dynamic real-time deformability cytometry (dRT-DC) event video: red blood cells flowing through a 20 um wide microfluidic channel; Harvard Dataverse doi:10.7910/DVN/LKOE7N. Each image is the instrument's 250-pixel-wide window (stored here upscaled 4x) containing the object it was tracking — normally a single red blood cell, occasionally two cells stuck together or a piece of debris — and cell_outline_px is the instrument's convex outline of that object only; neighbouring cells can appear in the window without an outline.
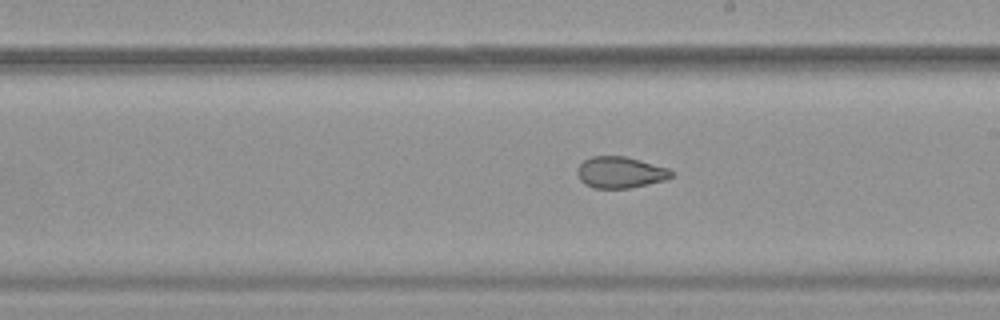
{"species": "common noctule bat (a hibernating species)", "species_latin": "Nyctalus noctula", "temperature_condition": "warm", "stored_images_in_passage": 39, "segment_of_instrument_passage": [1, 2], "camera_frame_rate_fps": 3000, "um_per_image_px": 0.085, "animal": {"sex": "female", "body_mass_g": 19.9}, "frame": {"image": 1, "passage_image": 28, "time_ms": 9.0, "image_size_px": [1000, 320], "cell_outline_px": [[676, 172], [672, 176], [664, 180], [648, 184], [628, 188], [596, 188], [584, 184], [580, 180], [576, 172], [576, 168], [584, 160], [592, 156], [624, 156], [640, 160], [668, 168]], "centroid_in_image_um": [52.71, 14.65], "position_along_channel_um": 236.3, "area_um2": 17.22}}